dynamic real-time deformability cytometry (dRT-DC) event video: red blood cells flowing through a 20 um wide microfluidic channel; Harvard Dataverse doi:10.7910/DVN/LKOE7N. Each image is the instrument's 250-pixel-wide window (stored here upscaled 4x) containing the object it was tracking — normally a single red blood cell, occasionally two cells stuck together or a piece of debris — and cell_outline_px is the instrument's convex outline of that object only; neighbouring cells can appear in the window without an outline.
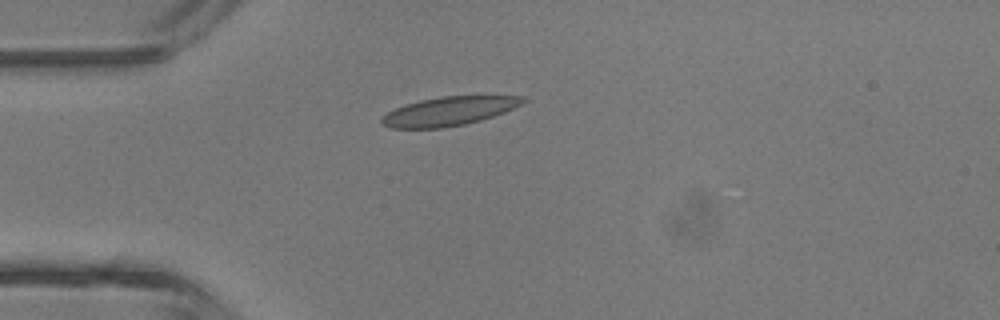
{"species": "common noctule bat (a hibernating species)", "species_latin": "Nyctalus noctula", "temperature_condition": "room temperature", "stored_images_in_passage": 5, "camera_frame_rate_fps": 3000, "um_per_image_px": 0.085, "animal": {"sex": "male", "body_mass_g": 13.3}, "frame": {"image": 1, "passage_image": 4, "time_ms": 3.667, "image_size_px": [1000, 320], "cell_outline_px": [[528, 100], [504, 112], [480, 120], [464, 124], [444, 128], [392, 128], [380, 124], [380, 120], [388, 112], [404, 104], [420, 100], [440, 96], [524, 96]], "centroid_in_image_um": [38.13, 9.45], "position_along_channel_um": 46.9, "area_um2": 23.58}}